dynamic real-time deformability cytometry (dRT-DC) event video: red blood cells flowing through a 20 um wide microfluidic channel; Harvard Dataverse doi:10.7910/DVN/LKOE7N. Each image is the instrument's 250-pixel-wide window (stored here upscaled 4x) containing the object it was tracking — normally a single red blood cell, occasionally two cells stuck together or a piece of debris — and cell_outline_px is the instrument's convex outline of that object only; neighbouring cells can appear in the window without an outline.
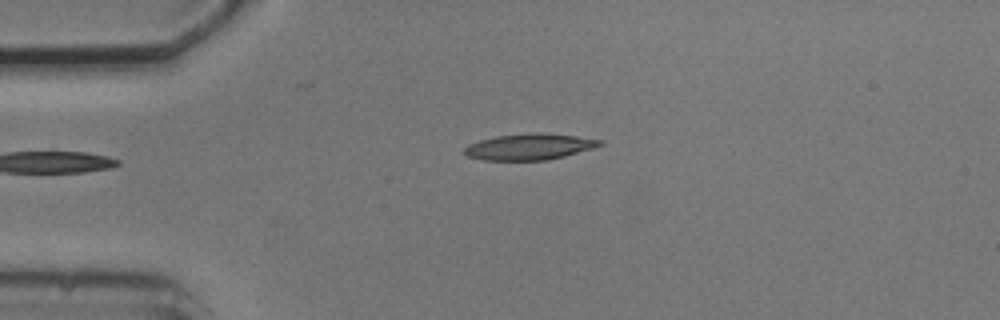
{"species": "common noctule bat (a hibernating species)", "species_latin": "Nyctalus noctula", "temperature_condition": "cold", "stored_images_in_passage": 38, "camera_frame_rate_fps": 3000, "um_per_image_px": 0.085, "animal": {"sex": "male", "body_mass_g": 20.5, "forearm_length_mm": 52.5}, "frame": {"image": 1, "passage_image": 1, "time_ms": 0.0, "image_size_px": [1000, 320], "cell_outline_px": [[604, 144], [592, 148], [564, 156], [548, 160], [484, 160], [468, 156], [464, 152], [464, 148], [468, 144], [480, 140], [496, 136], [536, 132], [540, 132], [576, 136], [604, 140]], "centroid_in_image_um": [45.01, 12.47], "position_along_channel_um": 40.0, "area_um2": 20.58}}
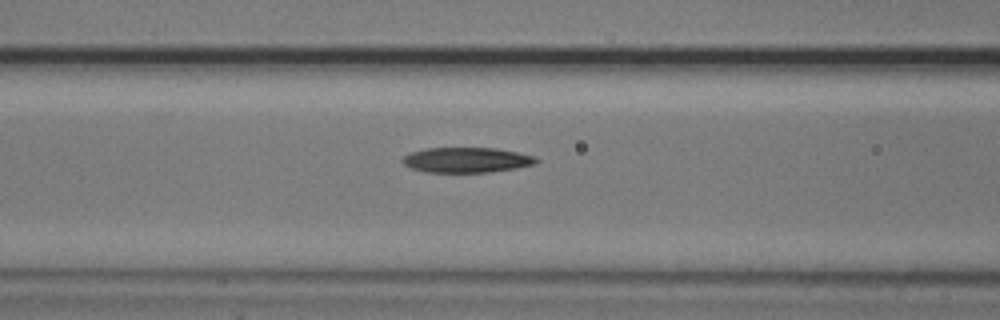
{"frame": {"image": 2, "passage_image": 10, "time_ms": 3.0, "image_size_px": [1000, 320], "cell_outline_px": [[540, 160], [536, 164], [516, 168], [492, 172], [424, 172], [412, 168], [404, 164], [400, 160], [404, 156], [412, 152], [428, 148], [496, 148], [536, 156]], "centroid_in_image_um": [39.7, 13.6], "position_along_channel_um": 126.9, "area_um2": 19.65}}
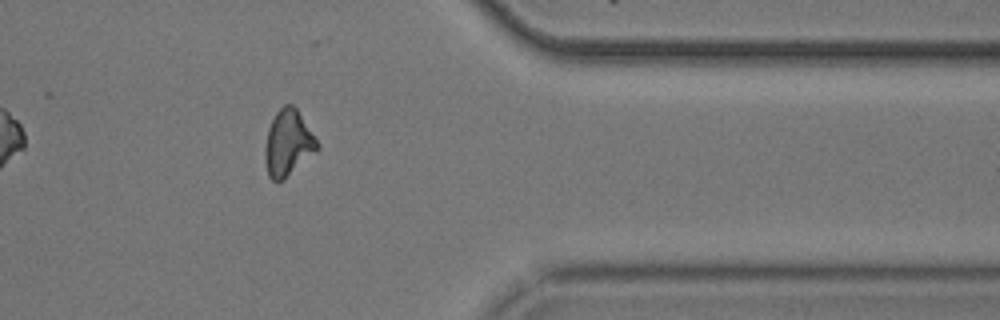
{"frame": {"image": 3, "passage_image": 32, "time_ms": 10.333, "image_size_px": [1000, 320], "cell_outline_px": [[320, 148], [316, 152], [284, 180], [272, 180], [268, 176], [264, 156], [264, 148], [268, 128], [276, 112], [284, 104], [292, 104], [296, 108], [320, 144]], "centroid_in_image_um": [24.49, 12.17], "position_along_channel_um": 386.9, "area_um2": 20.17}, "authors_computed_cell_mechanics": {"area_um2": 20.1144, "velocity_mm_per_s": 3.7599, "shape_relaxation_time_tau1_ms": 5.7802, "shape_relaxation_time_tau2_ms": 2.9025, "deformation_change_tau1": 0.1855, "deformation_change_tau2": 0.1113}}